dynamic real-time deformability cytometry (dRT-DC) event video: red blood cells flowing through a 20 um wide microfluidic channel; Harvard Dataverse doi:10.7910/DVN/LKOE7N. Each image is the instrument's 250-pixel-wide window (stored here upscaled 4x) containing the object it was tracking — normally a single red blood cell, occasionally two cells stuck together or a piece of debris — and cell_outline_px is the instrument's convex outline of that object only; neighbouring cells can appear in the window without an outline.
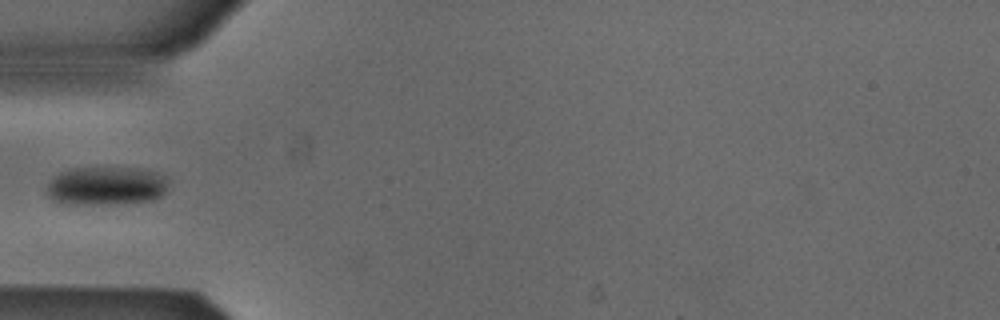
{"species": "Egyptian fruit bat (a non-hibernating species)", "species_latin": "Rousettus aegyptiacus", "temperature_condition": "cold", "stored_images_in_passage": 31, "camera_frame_rate_fps": 3000, "um_per_image_px": 0.085, "animal": {"sex": "male"}, "frame": {"image": 1, "passage_image": 1, "time_ms": 0.0, "image_size_px": [1000, 320], "cell_outline_px": [[168, 188], [160, 196], [152, 200], [116, 204], [60, 204], [52, 200], [48, 196], [48, 184], [60, 172], [68, 168], [144, 168], [156, 172], [164, 176], [168, 180]], "centroid_in_image_um": [9.04, 15.8], "position_along_channel_um": 76.0, "area_um2": 27.57}}
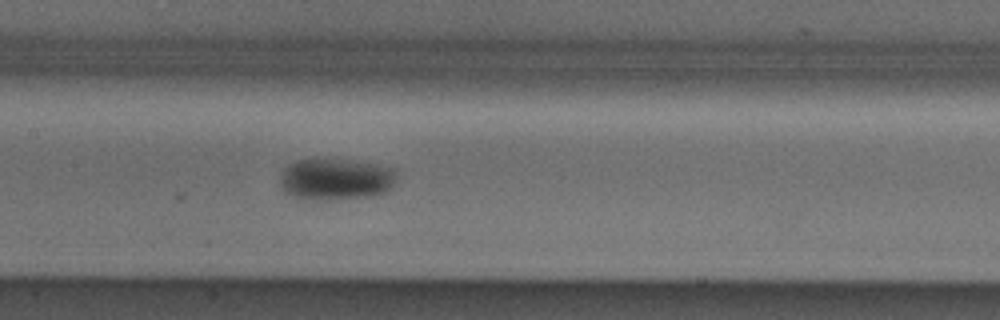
{"frame": {"image": 2, "passage_image": 9, "time_ms": 2.667, "image_size_px": [1000, 320], "cell_outline_px": [[396, 180], [384, 192], [372, 196], [328, 200], [304, 200], [292, 196], [284, 192], [280, 188], [280, 172], [288, 164], [296, 160], [324, 156], [356, 160], [380, 164], [396, 168]], "centroid_in_image_um": [28.49, 15.18], "position_along_channel_um": 178.9, "area_um2": 29.59}}
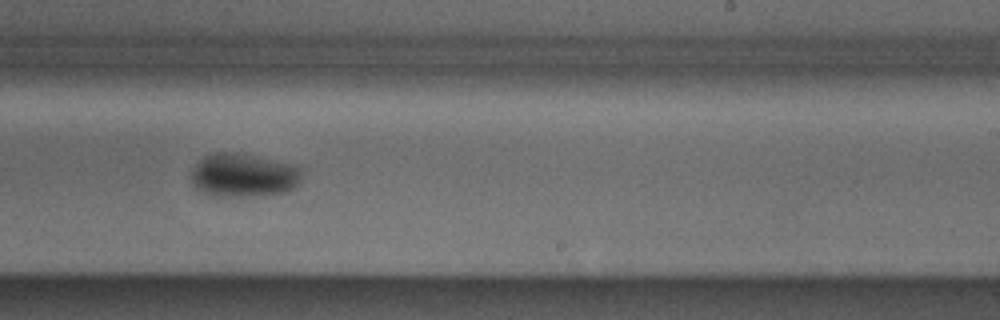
{"frame": {"image": 3, "passage_image": 16, "time_ms": 5.0, "image_size_px": [1000, 320], "cell_outline_px": [[300, 180], [292, 188], [284, 192], [240, 196], [212, 196], [196, 188], [192, 184], [192, 172], [196, 164], [204, 156], [216, 152], [232, 152], [256, 156], [292, 164], [300, 168]], "centroid_in_image_um": [20.66, 14.88], "position_along_channel_um": 268.3, "area_um2": 27.57}}